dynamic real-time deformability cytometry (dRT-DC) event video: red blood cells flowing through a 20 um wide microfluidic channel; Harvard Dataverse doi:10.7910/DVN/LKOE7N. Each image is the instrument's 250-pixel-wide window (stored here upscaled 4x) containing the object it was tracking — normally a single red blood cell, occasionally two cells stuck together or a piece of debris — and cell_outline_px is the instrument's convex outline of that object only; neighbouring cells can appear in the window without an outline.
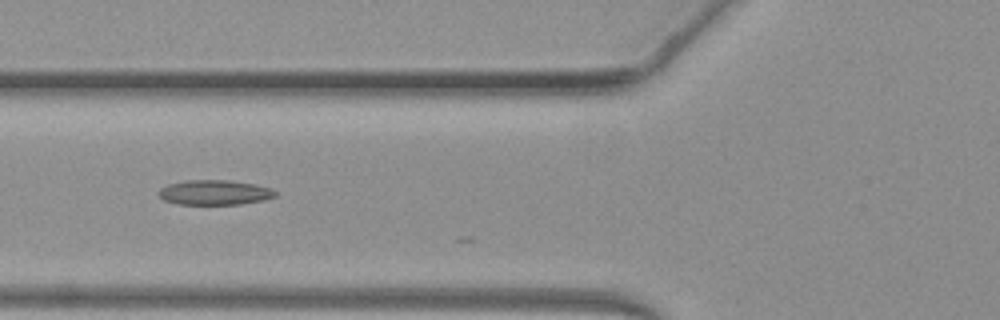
{"species": "common noctule bat (a hibernating species)", "species_latin": "Nyctalus noctula", "temperature_condition": "warm", "stored_images_in_passage": 36, "camera_frame_rate_fps": 3000, "um_per_image_px": 0.085, "animal": {"sex": "female", "body_mass_g": 19.3, "forearm_length_mm": 54.1}, "frame": {"image": 1, "passage_image": 8, "time_ms": 2.333, "image_size_px": [1000, 320], "cell_outline_px": [[272, 196], [256, 200], [232, 204], [184, 204], [168, 200], [160, 192], [176, 184], [248, 184], [264, 188], [272, 192]], "centroid_in_image_um": [18.26, 16.46], "position_along_channel_um": 107.5, "area_um2": 13.41}}
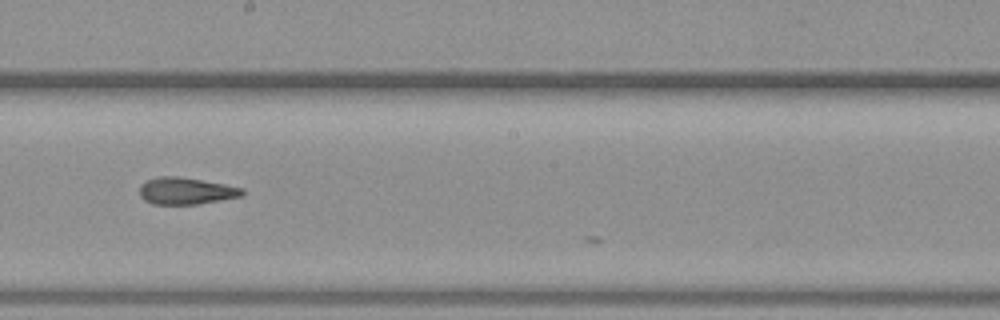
{"frame": {"image": 2, "passage_image": 17, "time_ms": 5.333, "image_size_px": [1000, 320], "cell_outline_px": [[244, 192], [236, 196], [192, 204], [160, 204], [148, 200], [140, 192], [144, 184], [152, 180], [196, 180], [240, 188]], "centroid_in_image_um": [15.85, 16.29], "position_along_channel_um": 232.4, "area_um2": 13.64}}
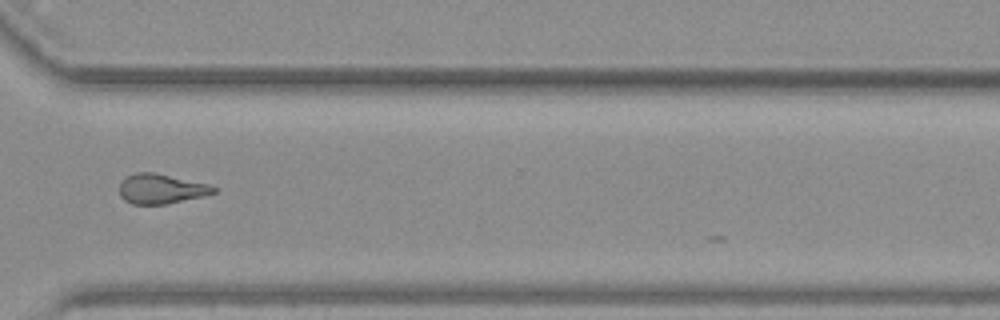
{"frame": {"image": 3, "passage_image": 26, "time_ms": 8.333, "image_size_px": [1000, 320], "cell_outline_px": [[216, 188], [212, 192], [196, 196], [160, 204], [136, 204], [128, 200], [120, 192], [120, 188], [124, 180], [128, 176], [164, 176], [200, 184]], "centroid_in_image_um": [13.62, 16.11], "position_along_channel_um": 357.0, "area_um2": 13.76}, "authors_computed_cell_mechanics": {"area_um2": 13.8142, "velocity_mm_per_s": 4.1511, "shape_relaxation_time_tau1_ms": null, "shape_relaxation_time_tau2_ms": 3.4006, "deformation_change_tau1": null, "deformation_change_tau2": 0.1433}}